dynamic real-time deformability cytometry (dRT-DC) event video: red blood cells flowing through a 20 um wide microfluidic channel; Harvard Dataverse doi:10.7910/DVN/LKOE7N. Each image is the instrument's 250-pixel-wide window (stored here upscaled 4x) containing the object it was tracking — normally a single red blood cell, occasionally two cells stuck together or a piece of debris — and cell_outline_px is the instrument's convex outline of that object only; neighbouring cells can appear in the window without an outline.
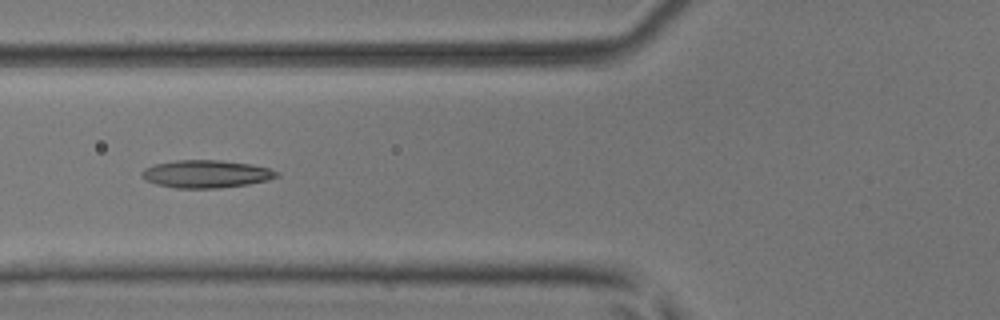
{"species": "common noctule bat (a hibernating species)", "species_latin": "Nyctalus noctula", "temperature_condition": "room temperature", "stored_images_in_passage": 5, "camera_frame_rate_fps": 3000, "um_per_image_px": 0.085, "animal": {"sex": "male", "body_mass_g": 17.9, "forearm_length_mm": 54.2}, "frame": {"image": 1, "passage_image": 5, "time_ms": 1.333, "image_size_px": [1000, 320], "cell_outline_px": [[280, 176], [268, 180], [248, 184], [216, 188], [176, 188], [156, 184], [140, 176], [140, 172], [144, 168], [156, 164], [176, 160], [220, 160], [252, 164], [268, 168], [280, 172]], "centroid_in_image_um": [17.54, 14.78], "position_along_channel_um": 108.3, "area_um2": 21.79}}